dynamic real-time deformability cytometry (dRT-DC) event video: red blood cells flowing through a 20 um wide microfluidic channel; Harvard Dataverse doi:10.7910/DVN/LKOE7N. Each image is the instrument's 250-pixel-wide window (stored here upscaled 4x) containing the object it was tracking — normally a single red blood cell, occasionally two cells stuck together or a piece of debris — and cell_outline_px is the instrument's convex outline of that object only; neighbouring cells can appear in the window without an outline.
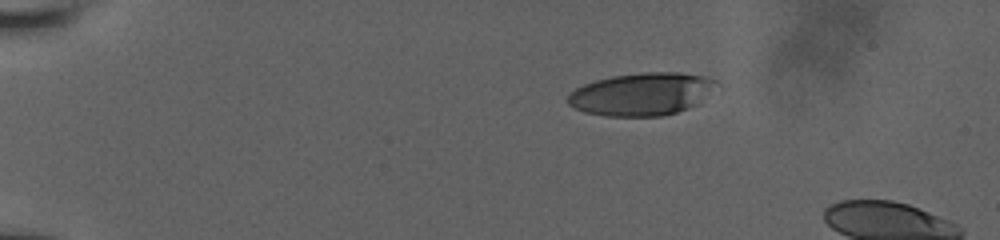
{"species": "human", "species_latin": "Homo sapiens", "temperature_condition": "room temperature", "stored_images_in_passage": 14, "camera_frame_rate_fps": 3000, "um_per_image_px": 0.085, "donor": {"sex": "male"}, "frame": {"image": 1, "passage_image": 1, "time_ms": 0.0, "image_size_px": [1000, 240], "cell_outline_px": [[720, 84], [696, 104], [688, 108], [676, 112], [660, 116], [604, 116], [584, 112], [568, 104], [568, 96], [576, 88], [584, 84], [596, 80], [612, 76], [644, 72], [680, 72], [708, 76], [716, 80]], "centroid_in_image_um": [54.57, 7.98], "position_along_channel_um": 30.4, "area_um2": 36.93}}